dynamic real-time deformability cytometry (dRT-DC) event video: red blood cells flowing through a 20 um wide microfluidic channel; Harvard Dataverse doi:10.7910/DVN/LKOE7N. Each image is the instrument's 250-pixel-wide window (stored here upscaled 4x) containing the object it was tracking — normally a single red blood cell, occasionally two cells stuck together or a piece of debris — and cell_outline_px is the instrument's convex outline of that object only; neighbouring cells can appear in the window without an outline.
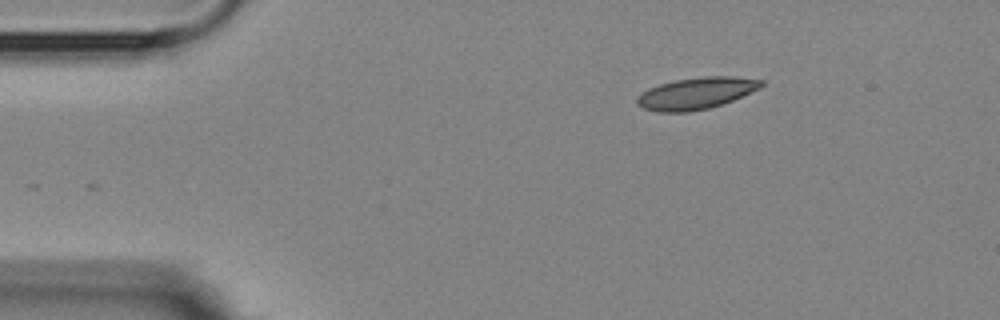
{"species": "Egyptian fruit bat (a non-hibernating species)", "species_latin": "Rousettus aegyptiacus", "temperature_condition": "room temperature", "stored_images_in_passage": 3, "camera_frame_rate_fps": 3000, "um_per_image_px": 0.085, "animal": {"sex": "female"}, "frame": {"image": 1, "passage_image": 1, "time_ms": 0.0, "image_size_px": [1000, 320], "cell_outline_px": [[764, 84], [760, 88], [732, 100], [708, 108], [688, 112], [660, 112], [644, 108], [636, 104], [636, 96], [648, 88], [660, 84], [676, 80], [704, 76], [732, 76], [764, 80]], "centroid_in_image_um": [59.16, 7.92], "position_along_channel_um": 25.8, "area_um2": 22.83}}
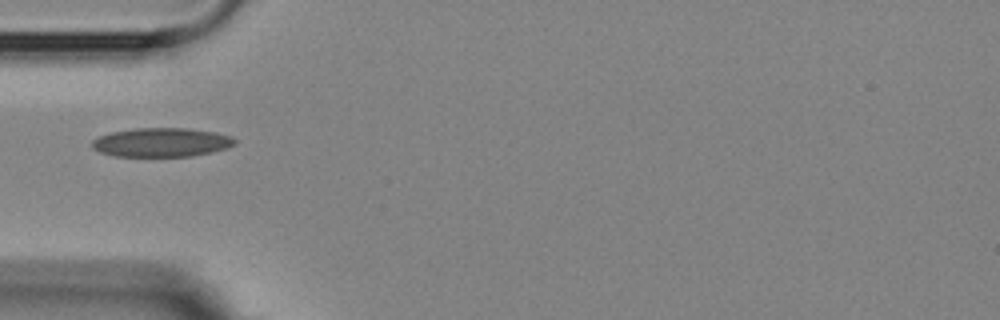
{"frame": {"image": 2, "passage_image": 3, "time_ms": 3.0, "image_size_px": [1000, 320], "cell_outline_px": [[236, 144], [228, 148], [212, 152], [192, 156], [112, 156], [100, 152], [92, 148], [92, 140], [100, 136], [112, 132], [136, 128], [184, 128], [216, 132], [232, 136], [236, 140]], "centroid_in_image_um": [13.75, 12.1], "position_along_channel_um": 71.2, "area_um2": 24.16}}